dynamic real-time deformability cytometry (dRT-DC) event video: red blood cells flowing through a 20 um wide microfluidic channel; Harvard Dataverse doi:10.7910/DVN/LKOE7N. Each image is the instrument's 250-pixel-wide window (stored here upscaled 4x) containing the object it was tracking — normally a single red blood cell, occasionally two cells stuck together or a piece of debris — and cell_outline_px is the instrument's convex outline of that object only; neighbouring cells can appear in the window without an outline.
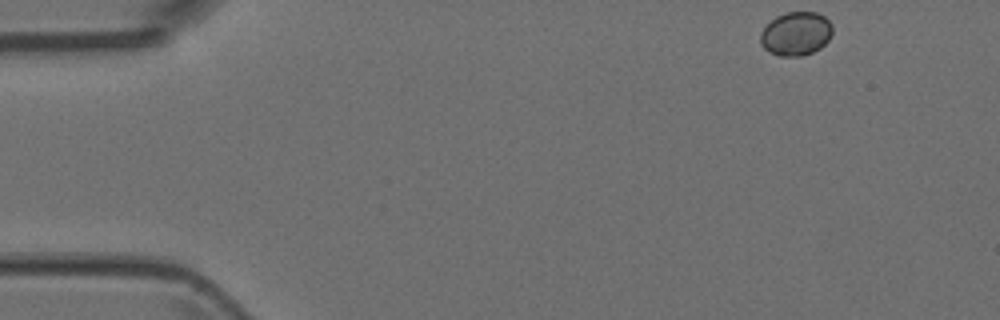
{"species": "Egyptian fruit bat (a non-hibernating species)", "species_latin": "Rousettus aegyptiacus", "temperature_condition": "room temperature", "stored_images_in_passage": 5, "camera_frame_rate_fps": 3000, "um_per_image_px": 0.085, "animal": {"sex": "female"}, "frame": {"image": 1, "passage_image": 1, "time_ms": 0.0, "image_size_px": [1000, 320], "cell_outline_px": [[832, 32], [828, 40], [820, 48], [812, 52], [800, 56], [780, 56], [768, 52], [760, 44], [760, 32], [776, 16], [784, 12], [816, 12], [824, 16], [832, 24]], "centroid_in_image_um": [67.64, 2.86], "position_along_channel_um": 17.4, "area_um2": 18.38}}